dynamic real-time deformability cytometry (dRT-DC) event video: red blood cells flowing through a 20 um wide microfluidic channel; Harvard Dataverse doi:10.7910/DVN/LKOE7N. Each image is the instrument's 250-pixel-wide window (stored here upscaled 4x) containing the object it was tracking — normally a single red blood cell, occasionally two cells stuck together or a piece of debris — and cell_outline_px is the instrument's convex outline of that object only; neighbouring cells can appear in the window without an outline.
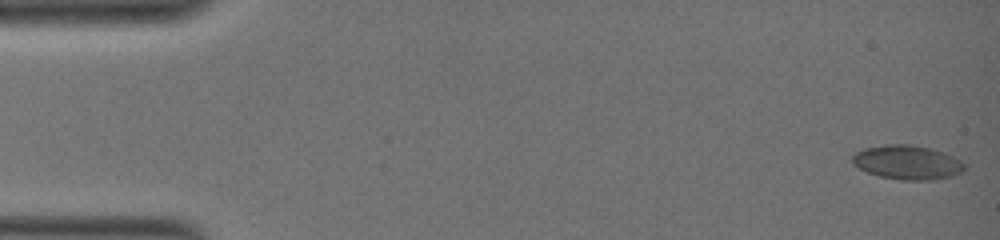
{"species": "common noctule bat (a hibernating species)", "species_latin": "Nyctalus noctula", "temperature_condition": "warm", "stored_images_in_passage": 53, "camera_frame_rate_fps": 3000, "um_per_image_px": 0.085, "animal": {"sex": "female", "body_mass_g": 19.0, "forearm_length_mm": 51.5}, "frame": {"image": 1, "passage_image": 1, "time_ms": 0.0, "image_size_px": [1000, 240], "cell_outline_px": [[964, 168], [960, 172], [952, 176], [932, 180], [900, 180], [880, 176], [868, 172], [852, 164], [852, 156], [856, 152], [864, 148], [884, 144], [908, 144], [932, 148], [944, 152], [960, 160], [964, 164]], "centroid_in_image_um": [77.1, 13.79], "position_along_channel_um": 7.9, "area_um2": 22.31}}
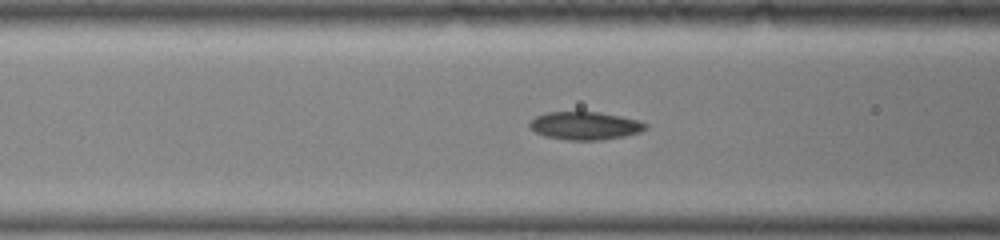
{"frame": {"image": 2, "passage_image": 22, "time_ms": 7.0, "image_size_px": [1000, 240], "cell_outline_px": [[648, 128], [640, 132], [624, 136], [600, 140], [568, 140], [544, 136], [528, 128], [528, 124], [536, 116], [548, 112], [600, 112], [640, 120], [648, 124]], "centroid_in_image_um": [49.74, 10.69], "position_along_channel_um": 116.9, "area_um2": 19.02}}
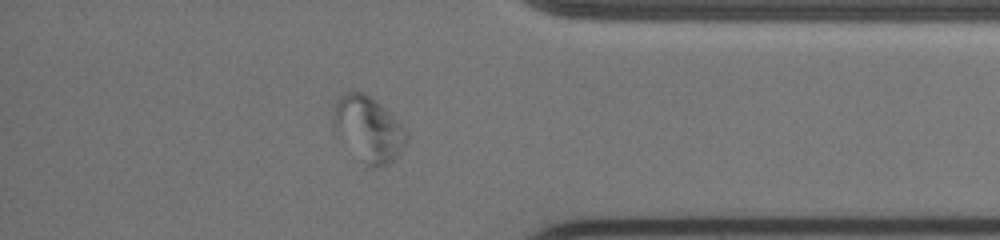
{"frame": {"image": 3, "passage_image": 46, "time_ms": 15.0, "image_size_px": [1000, 240], "cell_outline_px": [[408, 140], [396, 156], [388, 164], [372, 168], [364, 164], [340, 140], [332, 128], [332, 108], [336, 100], [348, 88], [352, 88], [364, 92], [380, 104], [400, 120], [408, 132]], "centroid_in_image_um": [31.26, 10.91], "position_along_channel_um": 403.9, "area_um2": 28.67}, "authors_computed_cell_mechanics": {"area_um2": 19.5942, "velocity_mm_per_s": 3.6601, "shape_relaxation_time_tau1_ms": null, "shape_relaxation_time_tau2_ms": 1.8404, "deformation_change_tau1": null, "deformation_change_tau2": 0.0557}}